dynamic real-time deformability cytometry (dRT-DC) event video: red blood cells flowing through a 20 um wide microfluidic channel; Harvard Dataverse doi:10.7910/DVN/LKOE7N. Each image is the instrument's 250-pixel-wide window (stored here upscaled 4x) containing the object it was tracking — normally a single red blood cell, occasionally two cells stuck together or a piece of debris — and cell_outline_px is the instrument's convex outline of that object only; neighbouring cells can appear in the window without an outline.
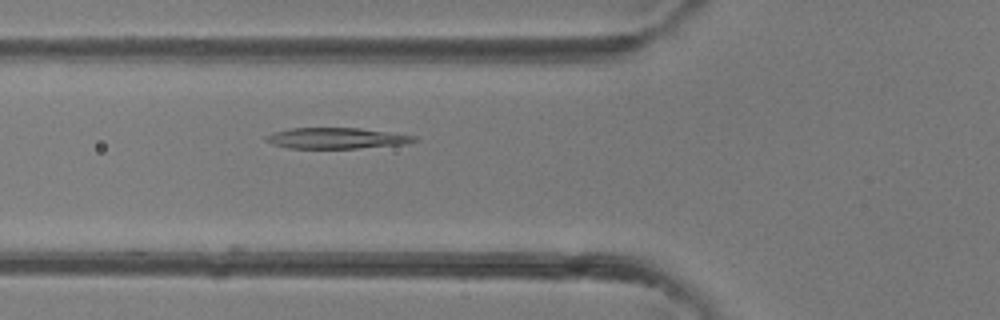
{"species": "common noctule bat (a hibernating species)", "species_latin": "Nyctalus noctula", "temperature_condition": "room temperature", "stored_images_in_passage": 8, "camera_frame_rate_fps": 3000, "um_per_image_px": 0.085, "animal": {"sex": "female"}, "frame": {"image": 1, "passage_image": 3, "time_ms": 0.667, "image_size_px": [1000, 320], "cell_outline_px": [[420, 140], [404, 144], [360, 148], [288, 148], [272, 144], [264, 140], [264, 136], [288, 128], [360, 128], [416, 136]], "centroid_in_image_um": [28.59, 11.75], "position_along_channel_um": 97.2, "area_um2": 18.03}}
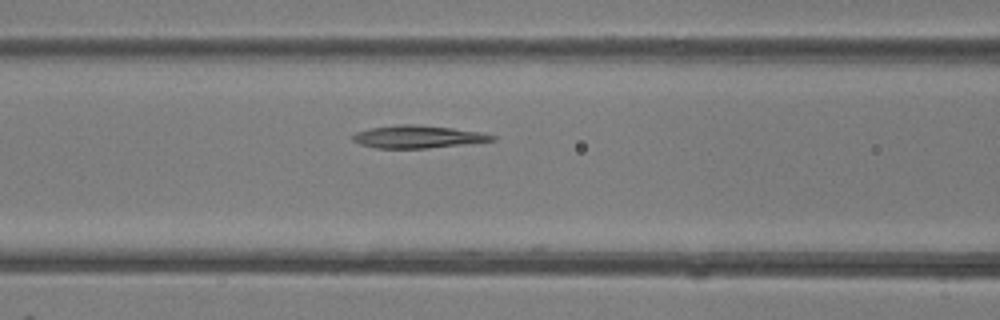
{"frame": {"image": 2, "passage_image": 5, "time_ms": 1.333, "image_size_px": [1000, 320], "cell_outline_px": [[496, 140], [464, 144], [428, 148], [376, 148], [360, 144], [352, 140], [352, 136], [356, 132], [372, 128], [400, 124], [416, 124], [452, 128], [480, 132], [496, 136]], "centroid_in_image_um": [35.51, 11.62], "position_along_channel_um": 131.1, "area_um2": 18.21}}
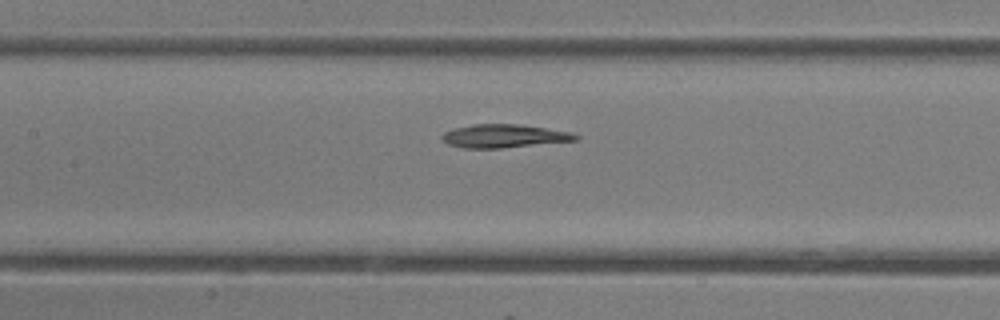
{"frame": {"image": 3, "passage_image": 7, "time_ms": 2.0, "image_size_px": [1000, 320], "cell_outline_px": [[580, 140], [500, 148], [464, 148], [448, 144], [440, 136], [444, 132], [452, 128], [472, 124], [516, 124], [572, 132], [580, 136]], "centroid_in_image_um": [42.84, 11.56], "position_along_channel_um": 164.6, "area_um2": 18.15}}